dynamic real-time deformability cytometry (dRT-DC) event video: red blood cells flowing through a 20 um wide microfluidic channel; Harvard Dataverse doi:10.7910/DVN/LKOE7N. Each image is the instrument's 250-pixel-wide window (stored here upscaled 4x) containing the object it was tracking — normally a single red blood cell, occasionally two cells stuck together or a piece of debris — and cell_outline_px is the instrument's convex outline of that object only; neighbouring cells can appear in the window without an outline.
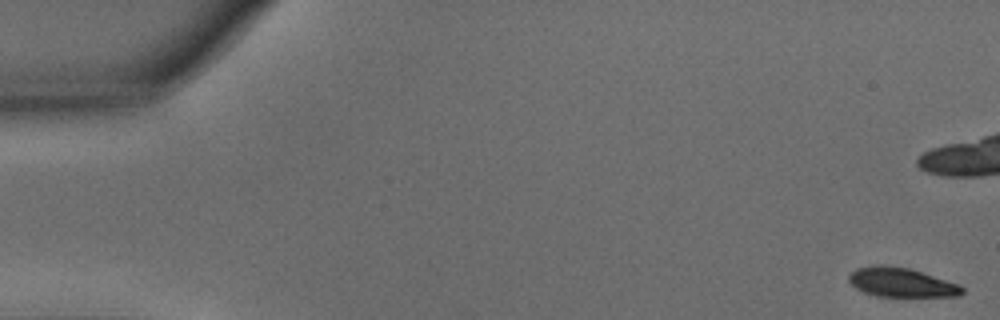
{"species": "common noctule bat (a hibernating species)", "species_latin": "Nyctalus noctula", "temperature_condition": "warm", "stored_images_in_passage": 45, "camera_frame_rate_fps": 3000, "um_per_image_px": 0.085, "animal": {"sex": "male", "body_mass_g": 15.6}, "frame": {"image": 1, "passage_image": 1, "time_ms": 0.0, "image_size_px": [1000, 320], "cell_outline_px": [[964, 292], [960, 296], [876, 296], [864, 292], [856, 288], [848, 280], [848, 276], [856, 268], [872, 264], [880, 264], [908, 268], [960, 284], [964, 288]], "centroid_in_image_um": [76.6, 24.0], "position_along_channel_um": 8.4, "area_um2": 19.31}}
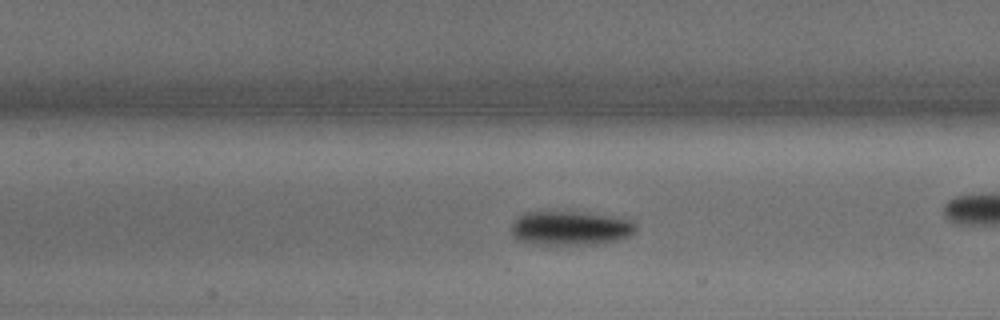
{"frame": {"image": 2, "passage_image": 24, "time_ms": 7.667, "image_size_px": [1000, 320], "cell_outline_px": [[636, 232], [628, 236], [616, 240], [596, 244], [536, 244], [516, 240], [512, 236], [512, 224], [516, 216], [524, 212], [576, 212], [608, 216], [632, 220], [636, 224]], "centroid_in_image_um": [48.44, 19.39], "position_along_channel_um": 159.0, "area_um2": 24.68}}
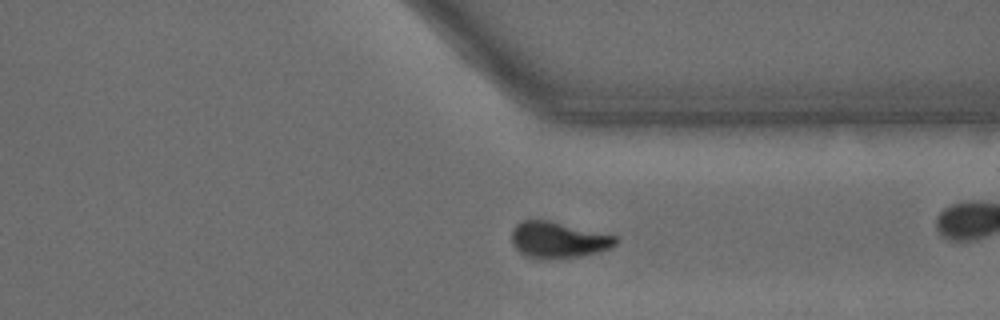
{"frame": {"image": 3, "passage_image": 40, "time_ms": 13.0, "image_size_px": [1000, 320], "cell_outline_px": [[620, 240], [612, 248], [600, 252], [580, 256], [524, 256], [512, 244], [512, 228], [520, 220], [548, 220], [616, 236]], "centroid_in_image_um": [47.47, 20.35], "position_along_channel_um": 363.9, "area_um2": 21.39}}